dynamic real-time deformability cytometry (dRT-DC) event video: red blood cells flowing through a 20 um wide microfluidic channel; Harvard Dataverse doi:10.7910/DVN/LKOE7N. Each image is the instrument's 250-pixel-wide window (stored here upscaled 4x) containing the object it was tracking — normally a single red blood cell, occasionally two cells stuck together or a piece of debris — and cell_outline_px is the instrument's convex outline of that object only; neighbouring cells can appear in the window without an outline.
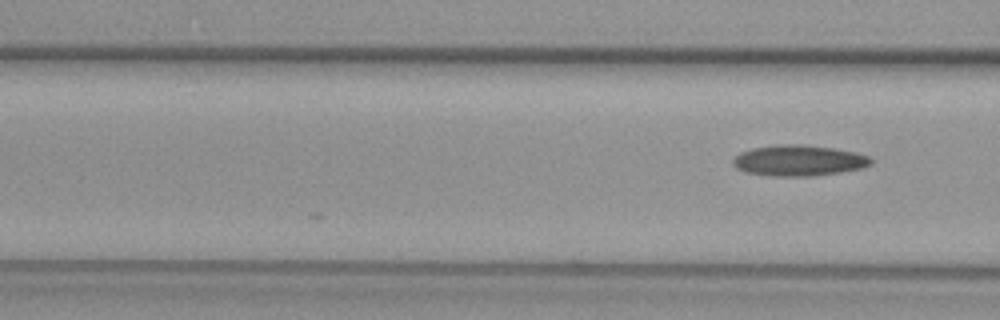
{"species": "common noctule bat (a hibernating species)", "species_latin": "Nyctalus noctula", "temperature_condition": "warm", "stored_images_in_passage": 4, "camera_frame_rate_fps": 3000, "um_per_image_px": 0.085, "animal": {"sex": "female", "body_mass_g": 29.2, "forearm_length_mm": 56.3}, "frame": {"image": 1, "passage_image": 4, "time_ms": 1.0, "image_size_px": [1000, 320], "cell_outline_px": [[872, 164], [864, 168], [840, 172], [812, 176], [776, 176], [748, 172], [736, 168], [732, 164], [732, 160], [740, 152], [752, 148], [776, 144], [804, 144], [836, 148], [856, 152], [868, 156], [872, 160]], "centroid_in_image_um": [67.92, 13.63], "position_along_channel_um": 98.7, "area_um2": 24.97}}